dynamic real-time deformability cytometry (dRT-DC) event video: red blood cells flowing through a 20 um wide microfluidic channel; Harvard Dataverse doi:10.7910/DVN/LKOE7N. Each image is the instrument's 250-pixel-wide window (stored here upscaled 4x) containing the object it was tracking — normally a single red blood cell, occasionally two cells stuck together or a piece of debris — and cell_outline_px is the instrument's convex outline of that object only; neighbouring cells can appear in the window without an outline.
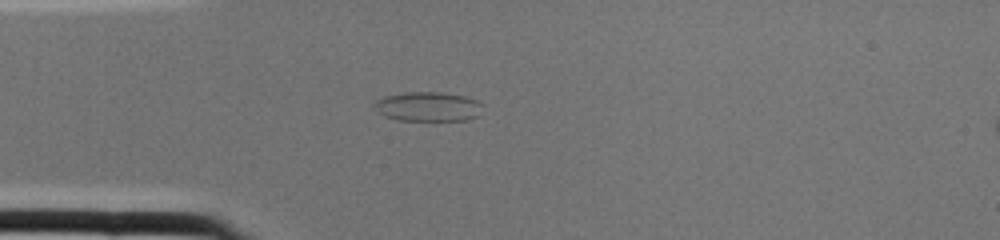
{"species": "common noctule bat (a hibernating species)", "species_latin": "Nyctalus noctula", "temperature_condition": "cold", "stored_images_in_passage": 2, "segment_of_instrument_passage": [1, 2], "camera_frame_rate_fps": 3000, "um_per_image_px": 0.085, "animal": {"sex": "female", "body_mass_g": 22.0, "forearm_length_mm": 56.7}, "frame": {"image": 1, "passage_image": 1, "time_ms": 0.0, "image_size_px": [1000, 240], "cell_outline_px": [[484, 104], [480, 116], [468, 120], [396, 120], [384, 116], [376, 112], [372, 108], [372, 104], [376, 100], [384, 96], [404, 92], [440, 92], [464, 96], [476, 100]], "centroid_in_image_um": [36.36, 9.06], "position_along_channel_um": 48.6, "area_um2": 19.02}}